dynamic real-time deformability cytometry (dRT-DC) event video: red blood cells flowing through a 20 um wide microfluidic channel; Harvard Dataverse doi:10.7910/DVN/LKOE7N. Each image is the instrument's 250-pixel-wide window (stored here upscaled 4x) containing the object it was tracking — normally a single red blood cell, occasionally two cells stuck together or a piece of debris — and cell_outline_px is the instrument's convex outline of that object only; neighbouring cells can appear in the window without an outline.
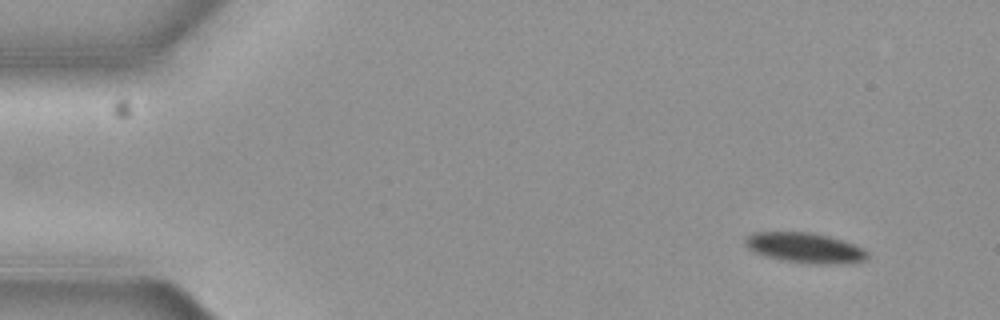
{"species": "common noctule bat (a hibernating species)", "species_latin": "Nyctalus noctula", "temperature_condition": "cold", "stored_images_in_passage": 5, "camera_frame_rate_fps": 3000, "um_per_image_px": 0.085, "animal": {"sex": "female", "body_mass_g": 19.3, "forearm_length_mm": 54.1}, "frame": {"image": 1, "passage_image": 1, "time_ms": 0.0, "image_size_px": [1000, 320], "cell_outline_px": [[868, 256], [864, 260], [848, 264], [816, 264], [784, 260], [764, 256], [752, 252], [744, 244], [744, 240], [752, 232], [812, 232], [828, 236], [852, 244], [868, 252]], "centroid_in_image_um": [68.38, 21.07], "position_along_channel_um": 16.6, "area_um2": 21.44}}
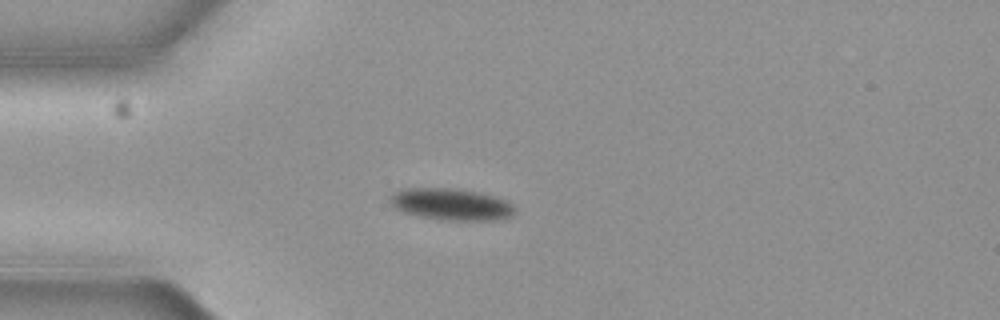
{"frame": {"image": 2, "passage_image": 4, "time_ms": 1.0, "image_size_px": [1000, 320], "cell_outline_px": [[516, 212], [512, 216], [496, 220], [440, 220], [400, 212], [388, 200], [388, 196], [400, 188], [456, 188], [496, 196], [512, 204], [516, 208]], "centroid_in_image_um": [38.32, 17.36], "position_along_channel_um": 46.7, "area_um2": 23.41}}
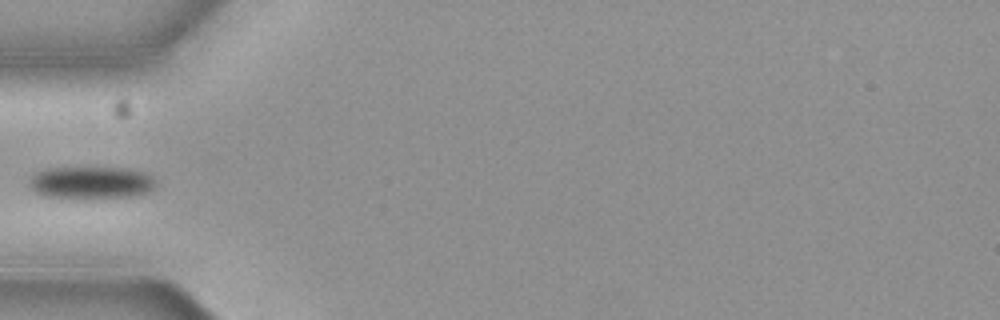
{"frame": {"image": 3, "passage_image": 5, "time_ms": 1.333, "image_size_px": [1000, 320], "cell_outline_px": [[156, 184], [148, 192], [132, 196], [48, 196], [36, 192], [32, 188], [32, 176], [36, 172], [48, 168], [128, 168], [144, 172], [152, 176], [156, 180]], "centroid_in_image_um": [7.82, 15.48], "position_along_channel_um": 77.2, "area_um2": 22.83}}